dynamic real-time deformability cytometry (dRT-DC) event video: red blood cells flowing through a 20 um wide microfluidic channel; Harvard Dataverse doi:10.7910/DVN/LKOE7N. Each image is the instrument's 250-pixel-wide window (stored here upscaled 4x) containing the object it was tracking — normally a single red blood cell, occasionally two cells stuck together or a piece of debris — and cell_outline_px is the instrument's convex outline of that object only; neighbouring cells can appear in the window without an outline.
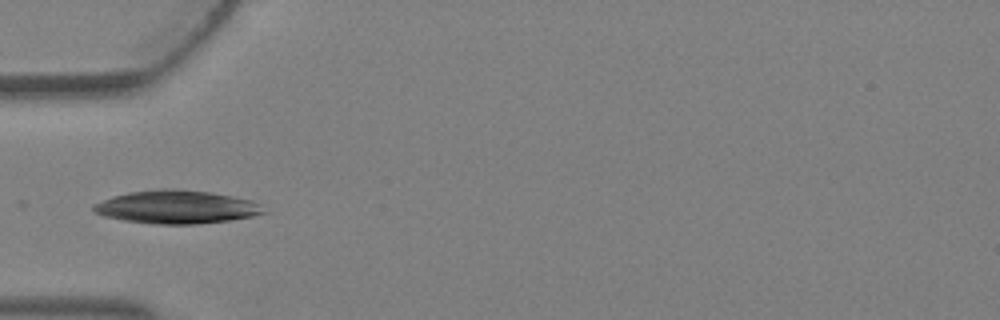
{"species": "Egyptian fruit bat (a non-hibernating species)", "species_latin": "Rousettus aegyptiacus", "temperature_condition": "warm", "stored_images_in_passage": 2, "camera_frame_rate_fps": 3000, "um_per_image_px": 0.085, "animal": {"sex": "female"}, "frame": {"image": 1, "passage_image": 1, "time_ms": 0.0, "image_size_px": [1000, 320], "cell_outline_px": [[268, 212], [256, 216], [228, 220], [196, 224], [156, 224], [124, 220], [104, 216], [96, 212], [92, 208], [92, 204], [112, 196], [128, 192], [160, 188], [176, 188], [208, 192], [232, 196], [252, 200], [260, 204]], "centroid_in_image_um": [15.02, 17.58], "position_along_channel_um": 70.0, "area_um2": 33.12}}
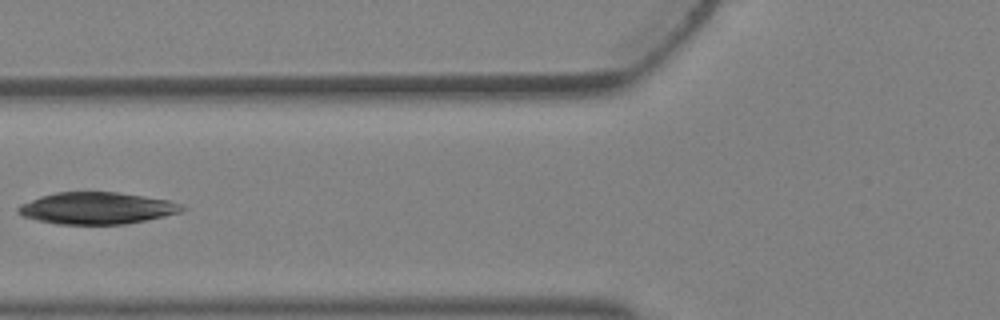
{"frame": {"image": 2, "passage_image": 2, "time_ms": 0.333, "image_size_px": [1000, 320], "cell_outline_px": [[188, 208], [180, 212], [164, 216], [124, 224], [56, 224], [36, 220], [20, 216], [16, 212], [16, 208], [20, 204], [40, 196], [56, 192], [116, 192], [144, 196], [168, 200], [180, 204]], "centroid_in_image_um": [8.17, 17.69], "position_along_channel_um": 117.6, "area_um2": 30.46}}